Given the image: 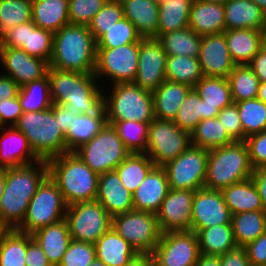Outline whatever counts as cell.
<instances>
[{
  "mask_svg": "<svg viewBox=\"0 0 266 266\" xmlns=\"http://www.w3.org/2000/svg\"><path fill=\"white\" fill-rule=\"evenodd\" d=\"M47 176V160L6 168L5 188L0 200V224L3 227L10 230L21 225L30 200Z\"/></svg>",
  "mask_w": 266,
  "mask_h": 266,
  "instance_id": "6da1fadb",
  "label": "cell"
},
{
  "mask_svg": "<svg viewBox=\"0 0 266 266\" xmlns=\"http://www.w3.org/2000/svg\"><path fill=\"white\" fill-rule=\"evenodd\" d=\"M52 103L64 104L73 114L98 113L104 93L94 73L48 69Z\"/></svg>",
  "mask_w": 266,
  "mask_h": 266,
  "instance_id": "7a4b0ae2",
  "label": "cell"
},
{
  "mask_svg": "<svg viewBox=\"0 0 266 266\" xmlns=\"http://www.w3.org/2000/svg\"><path fill=\"white\" fill-rule=\"evenodd\" d=\"M96 41L88 26L67 24L53 35V53L49 68L94 73Z\"/></svg>",
  "mask_w": 266,
  "mask_h": 266,
  "instance_id": "3957f363",
  "label": "cell"
},
{
  "mask_svg": "<svg viewBox=\"0 0 266 266\" xmlns=\"http://www.w3.org/2000/svg\"><path fill=\"white\" fill-rule=\"evenodd\" d=\"M47 164L48 175L57 184L67 205L96 200L99 175L75 152L50 158Z\"/></svg>",
  "mask_w": 266,
  "mask_h": 266,
  "instance_id": "277c9868",
  "label": "cell"
},
{
  "mask_svg": "<svg viewBox=\"0 0 266 266\" xmlns=\"http://www.w3.org/2000/svg\"><path fill=\"white\" fill-rule=\"evenodd\" d=\"M248 148L244 141L209 150L204 188L222 190L251 178Z\"/></svg>",
  "mask_w": 266,
  "mask_h": 266,
  "instance_id": "5b68a950",
  "label": "cell"
},
{
  "mask_svg": "<svg viewBox=\"0 0 266 266\" xmlns=\"http://www.w3.org/2000/svg\"><path fill=\"white\" fill-rule=\"evenodd\" d=\"M14 127L25 135L40 160L67 153L65 134L54 117L53 105L39 112H23Z\"/></svg>",
  "mask_w": 266,
  "mask_h": 266,
  "instance_id": "8992f818",
  "label": "cell"
},
{
  "mask_svg": "<svg viewBox=\"0 0 266 266\" xmlns=\"http://www.w3.org/2000/svg\"><path fill=\"white\" fill-rule=\"evenodd\" d=\"M111 93H104L107 122L138 121L150 123L154 118L152 92L142 89L134 82L111 85Z\"/></svg>",
  "mask_w": 266,
  "mask_h": 266,
  "instance_id": "52a82bcc",
  "label": "cell"
},
{
  "mask_svg": "<svg viewBox=\"0 0 266 266\" xmlns=\"http://www.w3.org/2000/svg\"><path fill=\"white\" fill-rule=\"evenodd\" d=\"M67 207L57 184L48 175L38 186L24 220L16 230L32 235L40 228L64 220Z\"/></svg>",
  "mask_w": 266,
  "mask_h": 266,
  "instance_id": "ba28073f",
  "label": "cell"
},
{
  "mask_svg": "<svg viewBox=\"0 0 266 266\" xmlns=\"http://www.w3.org/2000/svg\"><path fill=\"white\" fill-rule=\"evenodd\" d=\"M75 153L98 175L115 171L116 167L131 154L109 123Z\"/></svg>",
  "mask_w": 266,
  "mask_h": 266,
  "instance_id": "9c48e42d",
  "label": "cell"
},
{
  "mask_svg": "<svg viewBox=\"0 0 266 266\" xmlns=\"http://www.w3.org/2000/svg\"><path fill=\"white\" fill-rule=\"evenodd\" d=\"M138 254L151 255L162 232L157 215L147 211L132 210L112 217L111 226Z\"/></svg>",
  "mask_w": 266,
  "mask_h": 266,
  "instance_id": "30bf717a",
  "label": "cell"
},
{
  "mask_svg": "<svg viewBox=\"0 0 266 266\" xmlns=\"http://www.w3.org/2000/svg\"><path fill=\"white\" fill-rule=\"evenodd\" d=\"M65 220L72 240L92 244L112 226V217L96 200L68 205Z\"/></svg>",
  "mask_w": 266,
  "mask_h": 266,
  "instance_id": "8fae6325",
  "label": "cell"
},
{
  "mask_svg": "<svg viewBox=\"0 0 266 266\" xmlns=\"http://www.w3.org/2000/svg\"><path fill=\"white\" fill-rule=\"evenodd\" d=\"M191 145L190 134L173 121L154 118L148 126L146 154L156 166L163 167Z\"/></svg>",
  "mask_w": 266,
  "mask_h": 266,
  "instance_id": "7c38bea8",
  "label": "cell"
},
{
  "mask_svg": "<svg viewBox=\"0 0 266 266\" xmlns=\"http://www.w3.org/2000/svg\"><path fill=\"white\" fill-rule=\"evenodd\" d=\"M209 150L190 145L177 158L163 166L169 189L204 188Z\"/></svg>",
  "mask_w": 266,
  "mask_h": 266,
  "instance_id": "4fadbf2b",
  "label": "cell"
},
{
  "mask_svg": "<svg viewBox=\"0 0 266 266\" xmlns=\"http://www.w3.org/2000/svg\"><path fill=\"white\" fill-rule=\"evenodd\" d=\"M95 76L109 78L110 84L134 82L137 76L139 43L116 48H96ZM106 75V76H105Z\"/></svg>",
  "mask_w": 266,
  "mask_h": 266,
  "instance_id": "5bb4252c",
  "label": "cell"
},
{
  "mask_svg": "<svg viewBox=\"0 0 266 266\" xmlns=\"http://www.w3.org/2000/svg\"><path fill=\"white\" fill-rule=\"evenodd\" d=\"M199 255L198 239L193 231L162 233L151 254L156 266H194Z\"/></svg>",
  "mask_w": 266,
  "mask_h": 266,
  "instance_id": "9a60e30c",
  "label": "cell"
},
{
  "mask_svg": "<svg viewBox=\"0 0 266 266\" xmlns=\"http://www.w3.org/2000/svg\"><path fill=\"white\" fill-rule=\"evenodd\" d=\"M167 57L158 38H141L137 76L134 83L144 90L154 92L166 80Z\"/></svg>",
  "mask_w": 266,
  "mask_h": 266,
  "instance_id": "2e32d148",
  "label": "cell"
},
{
  "mask_svg": "<svg viewBox=\"0 0 266 266\" xmlns=\"http://www.w3.org/2000/svg\"><path fill=\"white\" fill-rule=\"evenodd\" d=\"M53 33L37 27L32 21L14 26L0 38V47L21 48L48 64L53 53Z\"/></svg>",
  "mask_w": 266,
  "mask_h": 266,
  "instance_id": "e0dca14e",
  "label": "cell"
},
{
  "mask_svg": "<svg viewBox=\"0 0 266 266\" xmlns=\"http://www.w3.org/2000/svg\"><path fill=\"white\" fill-rule=\"evenodd\" d=\"M194 192L189 189H169L156 213L162 233L192 231V204Z\"/></svg>",
  "mask_w": 266,
  "mask_h": 266,
  "instance_id": "ac0fdd59",
  "label": "cell"
},
{
  "mask_svg": "<svg viewBox=\"0 0 266 266\" xmlns=\"http://www.w3.org/2000/svg\"><path fill=\"white\" fill-rule=\"evenodd\" d=\"M231 213L222 192L201 188L194 192L192 204V231L231 223Z\"/></svg>",
  "mask_w": 266,
  "mask_h": 266,
  "instance_id": "d6986e66",
  "label": "cell"
},
{
  "mask_svg": "<svg viewBox=\"0 0 266 266\" xmlns=\"http://www.w3.org/2000/svg\"><path fill=\"white\" fill-rule=\"evenodd\" d=\"M0 64L6 70L2 74L11 77L20 87L44 77L49 64L33 57L21 48L0 47Z\"/></svg>",
  "mask_w": 266,
  "mask_h": 266,
  "instance_id": "ffe728a7",
  "label": "cell"
},
{
  "mask_svg": "<svg viewBox=\"0 0 266 266\" xmlns=\"http://www.w3.org/2000/svg\"><path fill=\"white\" fill-rule=\"evenodd\" d=\"M198 60L207 77L227 78L235 67L223 32L201 37Z\"/></svg>",
  "mask_w": 266,
  "mask_h": 266,
  "instance_id": "44dd1931",
  "label": "cell"
},
{
  "mask_svg": "<svg viewBox=\"0 0 266 266\" xmlns=\"http://www.w3.org/2000/svg\"><path fill=\"white\" fill-rule=\"evenodd\" d=\"M96 201L111 217L134 210L132 193L123 186L116 171L99 175Z\"/></svg>",
  "mask_w": 266,
  "mask_h": 266,
  "instance_id": "7402d4cb",
  "label": "cell"
},
{
  "mask_svg": "<svg viewBox=\"0 0 266 266\" xmlns=\"http://www.w3.org/2000/svg\"><path fill=\"white\" fill-rule=\"evenodd\" d=\"M169 191L163 167L155 166L132 194L134 210L157 213Z\"/></svg>",
  "mask_w": 266,
  "mask_h": 266,
  "instance_id": "603a6c76",
  "label": "cell"
},
{
  "mask_svg": "<svg viewBox=\"0 0 266 266\" xmlns=\"http://www.w3.org/2000/svg\"><path fill=\"white\" fill-rule=\"evenodd\" d=\"M0 132V168H13L40 160L25 135L14 126L0 127Z\"/></svg>",
  "mask_w": 266,
  "mask_h": 266,
  "instance_id": "cb8c5ba5",
  "label": "cell"
},
{
  "mask_svg": "<svg viewBox=\"0 0 266 266\" xmlns=\"http://www.w3.org/2000/svg\"><path fill=\"white\" fill-rule=\"evenodd\" d=\"M203 100V119L215 118L223 108L234 103L227 78H203L193 87Z\"/></svg>",
  "mask_w": 266,
  "mask_h": 266,
  "instance_id": "d4e9b609",
  "label": "cell"
},
{
  "mask_svg": "<svg viewBox=\"0 0 266 266\" xmlns=\"http://www.w3.org/2000/svg\"><path fill=\"white\" fill-rule=\"evenodd\" d=\"M127 18L142 38H158L159 0H120Z\"/></svg>",
  "mask_w": 266,
  "mask_h": 266,
  "instance_id": "484cf974",
  "label": "cell"
},
{
  "mask_svg": "<svg viewBox=\"0 0 266 266\" xmlns=\"http://www.w3.org/2000/svg\"><path fill=\"white\" fill-rule=\"evenodd\" d=\"M32 238L41 247L52 266H58L60 264L62 257L72 240L65 219L58 223L38 229L32 234Z\"/></svg>",
  "mask_w": 266,
  "mask_h": 266,
  "instance_id": "4316f807",
  "label": "cell"
},
{
  "mask_svg": "<svg viewBox=\"0 0 266 266\" xmlns=\"http://www.w3.org/2000/svg\"><path fill=\"white\" fill-rule=\"evenodd\" d=\"M95 254L107 266H125L139 255L112 227L96 241Z\"/></svg>",
  "mask_w": 266,
  "mask_h": 266,
  "instance_id": "83f0119b",
  "label": "cell"
},
{
  "mask_svg": "<svg viewBox=\"0 0 266 266\" xmlns=\"http://www.w3.org/2000/svg\"><path fill=\"white\" fill-rule=\"evenodd\" d=\"M191 86L165 80L154 92V116L159 120L173 121Z\"/></svg>",
  "mask_w": 266,
  "mask_h": 266,
  "instance_id": "f1b7e54d",
  "label": "cell"
},
{
  "mask_svg": "<svg viewBox=\"0 0 266 266\" xmlns=\"http://www.w3.org/2000/svg\"><path fill=\"white\" fill-rule=\"evenodd\" d=\"M223 7L225 30H259L266 18V13L251 0H229Z\"/></svg>",
  "mask_w": 266,
  "mask_h": 266,
  "instance_id": "f546056e",
  "label": "cell"
},
{
  "mask_svg": "<svg viewBox=\"0 0 266 266\" xmlns=\"http://www.w3.org/2000/svg\"><path fill=\"white\" fill-rule=\"evenodd\" d=\"M189 28L201 36L224 32L223 5L193 0L189 16Z\"/></svg>",
  "mask_w": 266,
  "mask_h": 266,
  "instance_id": "4dcf8cb0",
  "label": "cell"
},
{
  "mask_svg": "<svg viewBox=\"0 0 266 266\" xmlns=\"http://www.w3.org/2000/svg\"><path fill=\"white\" fill-rule=\"evenodd\" d=\"M106 111L103 107L98 113L79 114L65 134L68 152H75L83 144L90 141L106 125Z\"/></svg>",
  "mask_w": 266,
  "mask_h": 266,
  "instance_id": "1f68e13d",
  "label": "cell"
},
{
  "mask_svg": "<svg viewBox=\"0 0 266 266\" xmlns=\"http://www.w3.org/2000/svg\"><path fill=\"white\" fill-rule=\"evenodd\" d=\"M32 22L53 34L70 23L68 0H32Z\"/></svg>",
  "mask_w": 266,
  "mask_h": 266,
  "instance_id": "d6a6232c",
  "label": "cell"
},
{
  "mask_svg": "<svg viewBox=\"0 0 266 266\" xmlns=\"http://www.w3.org/2000/svg\"><path fill=\"white\" fill-rule=\"evenodd\" d=\"M221 192L231 215L265 210L252 178L232 184Z\"/></svg>",
  "mask_w": 266,
  "mask_h": 266,
  "instance_id": "836d02e7",
  "label": "cell"
},
{
  "mask_svg": "<svg viewBox=\"0 0 266 266\" xmlns=\"http://www.w3.org/2000/svg\"><path fill=\"white\" fill-rule=\"evenodd\" d=\"M223 33L235 65L249 64L261 48L259 30L233 29Z\"/></svg>",
  "mask_w": 266,
  "mask_h": 266,
  "instance_id": "e575fe53",
  "label": "cell"
},
{
  "mask_svg": "<svg viewBox=\"0 0 266 266\" xmlns=\"http://www.w3.org/2000/svg\"><path fill=\"white\" fill-rule=\"evenodd\" d=\"M233 237L237 247H245L266 232V211H248L231 217Z\"/></svg>",
  "mask_w": 266,
  "mask_h": 266,
  "instance_id": "d590c367",
  "label": "cell"
},
{
  "mask_svg": "<svg viewBox=\"0 0 266 266\" xmlns=\"http://www.w3.org/2000/svg\"><path fill=\"white\" fill-rule=\"evenodd\" d=\"M196 236L202 254L221 256L237 247L231 223L201 229Z\"/></svg>",
  "mask_w": 266,
  "mask_h": 266,
  "instance_id": "8d00e7d4",
  "label": "cell"
},
{
  "mask_svg": "<svg viewBox=\"0 0 266 266\" xmlns=\"http://www.w3.org/2000/svg\"><path fill=\"white\" fill-rule=\"evenodd\" d=\"M193 0H159L158 37L189 27Z\"/></svg>",
  "mask_w": 266,
  "mask_h": 266,
  "instance_id": "74e56055",
  "label": "cell"
},
{
  "mask_svg": "<svg viewBox=\"0 0 266 266\" xmlns=\"http://www.w3.org/2000/svg\"><path fill=\"white\" fill-rule=\"evenodd\" d=\"M156 165L146 153H131L115 169L123 186L132 194Z\"/></svg>",
  "mask_w": 266,
  "mask_h": 266,
  "instance_id": "f35d334b",
  "label": "cell"
},
{
  "mask_svg": "<svg viewBox=\"0 0 266 266\" xmlns=\"http://www.w3.org/2000/svg\"><path fill=\"white\" fill-rule=\"evenodd\" d=\"M190 137L192 146L206 150L227 146L235 142L217 117L200 121Z\"/></svg>",
  "mask_w": 266,
  "mask_h": 266,
  "instance_id": "ab89813d",
  "label": "cell"
},
{
  "mask_svg": "<svg viewBox=\"0 0 266 266\" xmlns=\"http://www.w3.org/2000/svg\"><path fill=\"white\" fill-rule=\"evenodd\" d=\"M201 35H198L191 28L186 27L161 34L158 39L168 56L186 55L198 57L201 46Z\"/></svg>",
  "mask_w": 266,
  "mask_h": 266,
  "instance_id": "60d3db41",
  "label": "cell"
},
{
  "mask_svg": "<svg viewBox=\"0 0 266 266\" xmlns=\"http://www.w3.org/2000/svg\"><path fill=\"white\" fill-rule=\"evenodd\" d=\"M203 78L198 57L173 55L167 57L165 79L184 83L192 88Z\"/></svg>",
  "mask_w": 266,
  "mask_h": 266,
  "instance_id": "b9f144b4",
  "label": "cell"
},
{
  "mask_svg": "<svg viewBox=\"0 0 266 266\" xmlns=\"http://www.w3.org/2000/svg\"><path fill=\"white\" fill-rule=\"evenodd\" d=\"M18 99L23 112H39L51 108L53 103L50 96L48 73L38 80L21 86Z\"/></svg>",
  "mask_w": 266,
  "mask_h": 266,
  "instance_id": "7bdbcfd3",
  "label": "cell"
},
{
  "mask_svg": "<svg viewBox=\"0 0 266 266\" xmlns=\"http://www.w3.org/2000/svg\"><path fill=\"white\" fill-rule=\"evenodd\" d=\"M227 79L234 103L257 98L261 82L248 64L235 65Z\"/></svg>",
  "mask_w": 266,
  "mask_h": 266,
  "instance_id": "ee69618b",
  "label": "cell"
},
{
  "mask_svg": "<svg viewBox=\"0 0 266 266\" xmlns=\"http://www.w3.org/2000/svg\"><path fill=\"white\" fill-rule=\"evenodd\" d=\"M28 234L6 230L0 239V266H26Z\"/></svg>",
  "mask_w": 266,
  "mask_h": 266,
  "instance_id": "f6af8a7d",
  "label": "cell"
},
{
  "mask_svg": "<svg viewBox=\"0 0 266 266\" xmlns=\"http://www.w3.org/2000/svg\"><path fill=\"white\" fill-rule=\"evenodd\" d=\"M243 133L246 137L266 130V103L262 100L248 99L237 102Z\"/></svg>",
  "mask_w": 266,
  "mask_h": 266,
  "instance_id": "bcb514c9",
  "label": "cell"
},
{
  "mask_svg": "<svg viewBox=\"0 0 266 266\" xmlns=\"http://www.w3.org/2000/svg\"><path fill=\"white\" fill-rule=\"evenodd\" d=\"M32 21V0H0V38L14 26Z\"/></svg>",
  "mask_w": 266,
  "mask_h": 266,
  "instance_id": "7dc6e473",
  "label": "cell"
},
{
  "mask_svg": "<svg viewBox=\"0 0 266 266\" xmlns=\"http://www.w3.org/2000/svg\"><path fill=\"white\" fill-rule=\"evenodd\" d=\"M107 123L115 128L120 139L131 153H146L150 123L132 120Z\"/></svg>",
  "mask_w": 266,
  "mask_h": 266,
  "instance_id": "c3c4849f",
  "label": "cell"
},
{
  "mask_svg": "<svg viewBox=\"0 0 266 266\" xmlns=\"http://www.w3.org/2000/svg\"><path fill=\"white\" fill-rule=\"evenodd\" d=\"M141 38L135 26L127 18L122 17L96 41V48H116L139 43Z\"/></svg>",
  "mask_w": 266,
  "mask_h": 266,
  "instance_id": "681fc988",
  "label": "cell"
},
{
  "mask_svg": "<svg viewBox=\"0 0 266 266\" xmlns=\"http://www.w3.org/2000/svg\"><path fill=\"white\" fill-rule=\"evenodd\" d=\"M203 120V100L192 88L181 103L173 122L183 131L191 134L197 124Z\"/></svg>",
  "mask_w": 266,
  "mask_h": 266,
  "instance_id": "f907efd6",
  "label": "cell"
},
{
  "mask_svg": "<svg viewBox=\"0 0 266 266\" xmlns=\"http://www.w3.org/2000/svg\"><path fill=\"white\" fill-rule=\"evenodd\" d=\"M122 17L123 8L120 0H107L88 26L94 40L97 41Z\"/></svg>",
  "mask_w": 266,
  "mask_h": 266,
  "instance_id": "816d5d0a",
  "label": "cell"
},
{
  "mask_svg": "<svg viewBox=\"0 0 266 266\" xmlns=\"http://www.w3.org/2000/svg\"><path fill=\"white\" fill-rule=\"evenodd\" d=\"M107 0H68L70 24L89 26Z\"/></svg>",
  "mask_w": 266,
  "mask_h": 266,
  "instance_id": "f5cc1de1",
  "label": "cell"
},
{
  "mask_svg": "<svg viewBox=\"0 0 266 266\" xmlns=\"http://www.w3.org/2000/svg\"><path fill=\"white\" fill-rule=\"evenodd\" d=\"M95 259V244L71 240L58 266H88Z\"/></svg>",
  "mask_w": 266,
  "mask_h": 266,
  "instance_id": "db71d44e",
  "label": "cell"
},
{
  "mask_svg": "<svg viewBox=\"0 0 266 266\" xmlns=\"http://www.w3.org/2000/svg\"><path fill=\"white\" fill-rule=\"evenodd\" d=\"M217 118L220 120L228 135L234 141H245L246 136L243 133L242 123L236 103H233L219 111Z\"/></svg>",
  "mask_w": 266,
  "mask_h": 266,
  "instance_id": "11a10c76",
  "label": "cell"
},
{
  "mask_svg": "<svg viewBox=\"0 0 266 266\" xmlns=\"http://www.w3.org/2000/svg\"><path fill=\"white\" fill-rule=\"evenodd\" d=\"M244 142L252 167L266 165V130L246 137Z\"/></svg>",
  "mask_w": 266,
  "mask_h": 266,
  "instance_id": "9f6ffc18",
  "label": "cell"
},
{
  "mask_svg": "<svg viewBox=\"0 0 266 266\" xmlns=\"http://www.w3.org/2000/svg\"><path fill=\"white\" fill-rule=\"evenodd\" d=\"M23 114L18 95L0 101V127L14 126Z\"/></svg>",
  "mask_w": 266,
  "mask_h": 266,
  "instance_id": "6f0895ef",
  "label": "cell"
},
{
  "mask_svg": "<svg viewBox=\"0 0 266 266\" xmlns=\"http://www.w3.org/2000/svg\"><path fill=\"white\" fill-rule=\"evenodd\" d=\"M244 248L251 266H266V232Z\"/></svg>",
  "mask_w": 266,
  "mask_h": 266,
  "instance_id": "680465c9",
  "label": "cell"
},
{
  "mask_svg": "<svg viewBox=\"0 0 266 266\" xmlns=\"http://www.w3.org/2000/svg\"><path fill=\"white\" fill-rule=\"evenodd\" d=\"M25 257L26 266H52L41 247L30 234H28V246Z\"/></svg>",
  "mask_w": 266,
  "mask_h": 266,
  "instance_id": "91938a15",
  "label": "cell"
},
{
  "mask_svg": "<svg viewBox=\"0 0 266 266\" xmlns=\"http://www.w3.org/2000/svg\"><path fill=\"white\" fill-rule=\"evenodd\" d=\"M221 266H251L244 247H236L219 256Z\"/></svg>",
  "mask_w": 266,
  "mask_h": 266,
  "instance_id": "94428289",
  "label": "cell"
},
{
  "mask_svg": "<svg viewBox=\"0 0 266 266\" xmlns=\"http://www.w3.org/2000/svg\"><path fill=\"white\" fill-rule=\"evenodd\" d=\"M53 114L56 120H58L61 131L66 134L73 123V119L78 114H73L66 105L53 103Z\"/></svg>",
  "mask_w": 266,
  "mask_h": 266,
  "instance_id": "6125c7cd",
  "label": "cell"
},
{
  "mask_svg": "<svg viewBox=\"0 0 266 266\" xmlns=\"http://www.w3.org/2000/svg\"><path fill=\"white\" fill-rule=\"evenodd\" d=\"M248 65L260 82H266V48L261 47Z\"/></svg>",
  "mask_w": 266,
  "mask_h": 266,
  "instance_id": "be15d7a7",
  "label": "cell"
},
{
  "mask_svg": "<svg viewBox=\"0 0 266 266\" xmlns=\"http://www.w3.org/2000/svg\"><path fill=\"white\" fill-rule=\"evenodd\" d=\"M266 211V165L254 168L251 176Z\"/></svg>",
  "mask_w": 266,
  "mask_h": 266,
  "instance_id": "e7e4bbea",
  "label": "cell"
},
{
  "mask_svg": "<svg viewBox=\"0 0 266 266\" xmlns=\"http://www.w3.org/2000/svg\"><path fill=\"white\" fill-rule=\"evenodd\" d=\"M20 86L9 76L0 74V101L18 95Z\"/></svg>",
  "mask_w": 266,
  "mask_h": 266,
  "instance_id": "03108f58",
  "label": "cell"
},
{
  "mask_svg": "<svg viewBox=\"0 0 266 266\" xmlns=\"http://www.w3.org/2000/svg\"><path fill=\"white\" fill-rule=\"evenodd\" d=\"M125 266H156L151 255L139 254Z\"/></svg>",
  "mask_w": 266,
  "mask_h": 266,
  "instance_id": "003e7915",
  "label": "cell"
},
{
  "mask_svg": "<svg viewBox=\"0 0 266 266\" xmlns=\"http://www.w3.org/2000/svg\"><path fill=\"white\" fill-rule=\"evenodd\" d=\"M194 266H221L219 256L200 253Z\"/></svg>",
  "mask_w": 266,
  "mask_h": 266,
  "instance_id": "a7ac6f4b",
  "label": "cell"
},
{
  "mask_svg": "<svg viewBox=\"0 0 266 266\" xmlns=\"http://www.w3.org/2000/svg\"><path fill=\"white\" fill-rule=\"evenodd\" d=\"M259 34L261 47L266 48V18L261 27L259 28Z\"/></svg>",
  "mask_w": 266,
  "mask_h": 266,
  "instance_id": "89a4df30",
  "label": "cell"
},
{
  "mask_svg": "<svg viewBox=\"0 0 266 266\" xmlns=\"http://www.w3.org/2000/svg\"><path fill=\"white\" fill-rule=\"evenodd\" d=\"M6 181V168H0V200L2 198Z\"/></svg>",
  "mask_w": 266,
  "mask_h": 266,
  "instance_id": "2644e50d",
  "label": "cell"
},
{
  "mask_svg": "<svg viewBox=\"0 0 266 266\" xmlns=\"http://www.w3.org/2000/svg\"><path fill=\"white\" fill-rule=\"evenodd\" d=\"M257 98L266 103V82L260 83Z\"/></svg>",
  "mask_w": 266,
  "mask_h": 266,
  "instance_id": "8c879c8a",
  "label": "cell"
},
{
  "mask_svg": "<svg viewBox=\"0 0 266 266\" xmlns=\"http://www.w3.org/2000/svg\"><path fill=\"white\" fill-rule=\"evenodd\" d=\"M266 13V0H251Z\"/></svg>",
  "mask_w": 266,
  "mask_h": 266,
  "instance_id": "753ad0ef",
  "label": "cell"
},
{
  "mask_svg": "<svg viewBox=\"0 0 266 266\" xmlns=\"http://www.w3.org/2000/svg\"><path fill=\"white\" fill-rule=\"evenodd\" d=\"M203 2H207V3H215V4H221L224 5L226 4L229 0H201Z\"/></svg>",
  "mask_w": 266,
  "mask_h": 266,
  "instance_id": "34e18365",
  "label": "cell"
},
{
  "mask_svg": "<svg viewBox=\"0 0 266 266\" xmlns=\"http://www.w3.org/2000/svg\"><path fill=\"white\" fill-rule=\"evenodd\" d=\"M88 266H107L105 263L101 262L98 259H95L92 263H90Z\"/></svg>",
  "mask_w": 266,
  "mask_h": 266,
  "instance_id": "11e5206c",
  "label": "cell"
},
{
  "mask_svg": "<svg viewBox=\"0 0 266 266\" xmlns=\"http://www.w3.org/2000/svg\"><path fill=\"white\" fill-rule=\"evenodd\" d=\"M7 229L0 224V239Z\"/></svg>",
  "mask_w": 266,
  "mask_h": 266,
  "instance_id": "2a66077c",
  "label": "cell"
}]
</instances>
